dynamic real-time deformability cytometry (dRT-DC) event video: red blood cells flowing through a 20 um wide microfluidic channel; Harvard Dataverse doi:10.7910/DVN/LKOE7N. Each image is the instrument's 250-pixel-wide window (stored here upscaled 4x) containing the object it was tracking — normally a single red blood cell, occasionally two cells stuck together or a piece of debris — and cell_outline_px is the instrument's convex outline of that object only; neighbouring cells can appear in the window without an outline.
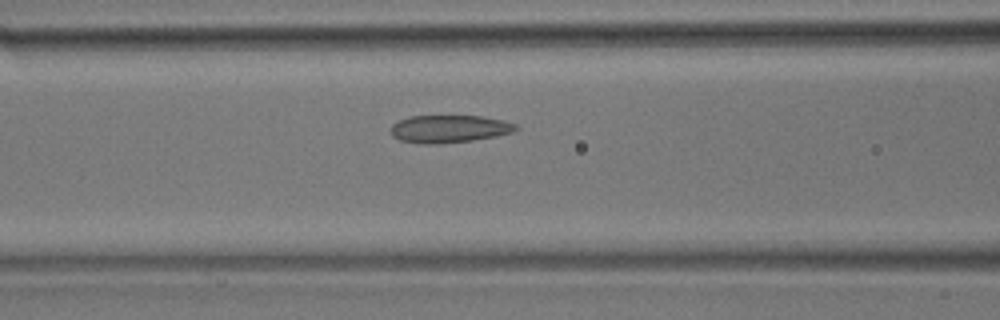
{"species": "common noctule bat (a hibernating species)", "species_latin": "Nyctalus noctula", "temperature_condition": "room temperature", "stored_images_in_passage": 31, "camera_frame_rate_fps": 3000, "um_per_image_px": 0.085, "animal": {"sex": "male", "body_mass_g": 17.9}, "frame": {"image": 1, "passage_image": 12, "time_ms": 3.667, "image_size_px": [1000, 320], "cell_outline_px": [[520, 128], [512, 132], [496, 136], [472, 140], [436, 144], [420, 144], [400, 140], [392, 136], [388, 132], [392, 124], [400, 120], [412, 116], [484, 116], [504, 120], [516, 124]], "centroid_in_image_um": [38.17, 10.95], "position_along_channel_um": 128.4, "area_um2": 20.29}}
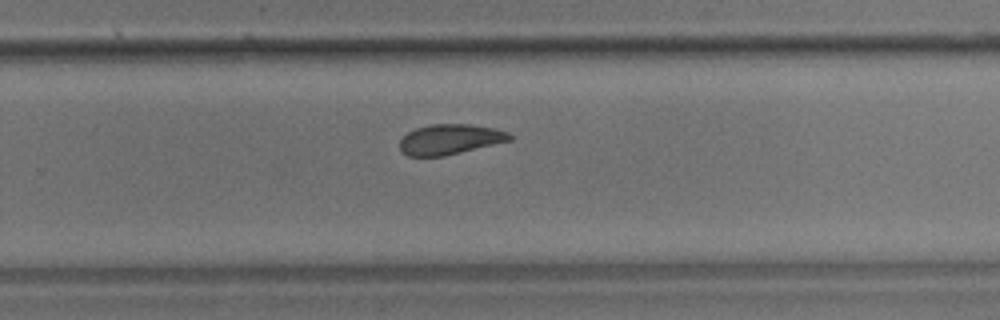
{"frame": {"image": 2, "passage_image": 23, "time_ms": 7.333, "image_size_px": [1000, 320], "cell_outline_px": [[512, 140], [444, 156], [408, 156], [400, 152], [400, 140], [408, 132], [416, 128], [432, 124], [472, 124], [492, 128], [508, 132], [512, 136]], "centroid_in_image_um": [38.23, 11.84], "position_along_channel_um": 291.6, "area_um2": 19.31}}
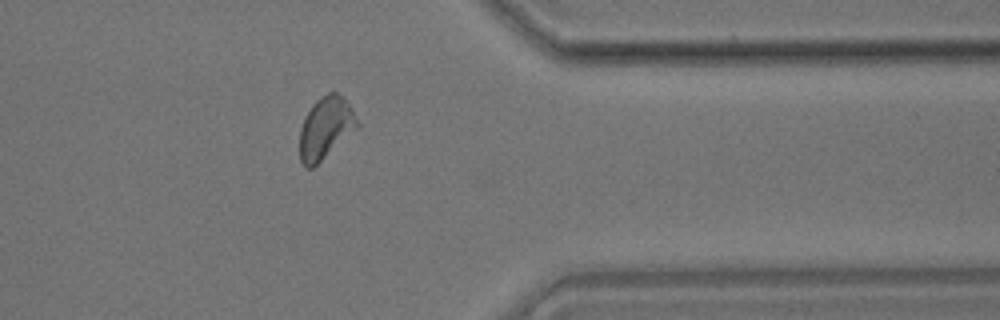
{"frame": {"image": 3, "passage_image": 30, "time_ms": 9.667, "image_size_px": [1000, 320], "cell_outline_px": [[360, 124], [356, 128], [312, 168], [304, 168], [300, 160], [300, 128], [312, 104], [320, 96], [328, 92], [336, 92], [352, 108]], "centroid_in_image_um": [27.65, 10.87], "position_along_channel_um": 383.7, "area_um2": 20.29}}